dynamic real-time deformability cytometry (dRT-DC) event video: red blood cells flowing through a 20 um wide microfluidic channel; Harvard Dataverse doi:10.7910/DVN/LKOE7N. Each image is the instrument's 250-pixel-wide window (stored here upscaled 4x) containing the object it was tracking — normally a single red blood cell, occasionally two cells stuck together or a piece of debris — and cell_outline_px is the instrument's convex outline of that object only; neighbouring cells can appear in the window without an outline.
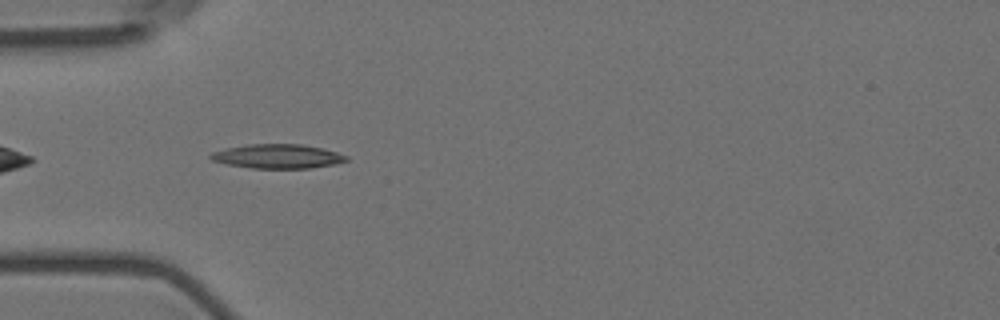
{"species": "Egyptian fruit bat (a non-hibernating species)", "species_latin": "Rousettus aegyptiacus", "temperature_condition": "room temperature", "stored_images_in_passage": 42, "camera_frame_rate_fps": 3000, "um_per_image_px": 0.085, "animal": {"sex": "female"}, "frame": {"image": 1, "passage_image": 3, "time_ms": 0.667, "image_size_px": [1000, 320], "cell_outline_px": [[348, 160], [336, 164], [308, 168], [252, 168], [228, 164], [212, 160], [208, 156], [212, 152], [224, 148], [248, 144], [300, 144], [320, 148], [336, 152], [348, 156]], "centroid_in_image_um": [23.57, 13.28], "position_along_channel_um": 61.4, "area_um2": 19.02}}
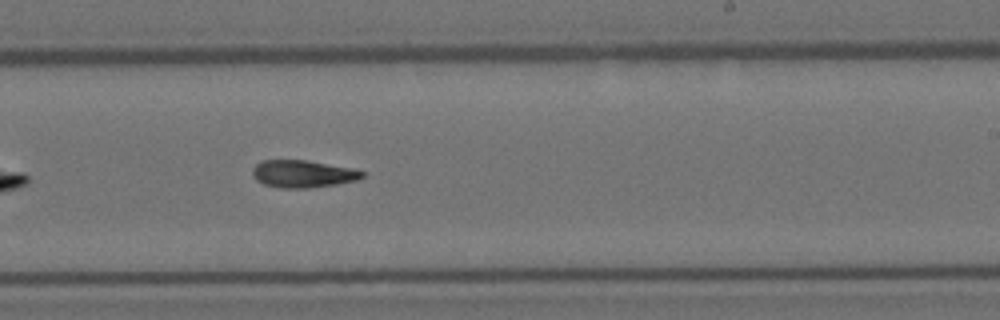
{"frame": {"image": 2, "passage_image": 20, "time_ms": 6.333, "image_size_px": [1000, 320], "cell_outline_px": [[364, 176], [356, 180], [336, 184], [308, 188], [280, 188], [264, 184], [256, 180], [252, 172], [252, 168], [256, 164], [264, 160], [308, 160], [352, 168], [364, 172]], "centroid_in_image_um": [25.73, 14.77], "position_along_channel_um": 263.3, "area_um2": 17.46}}
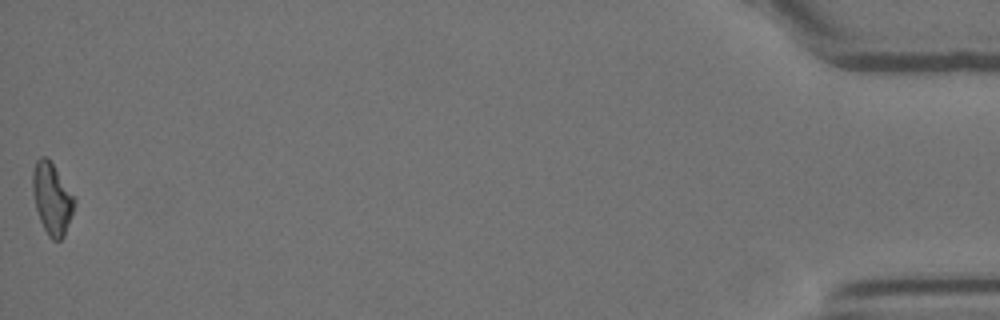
{"frame": {"image": 3, "passage_image": 42, "time_ms": 13.667, "image_size_px": [1000, 320], "cell_outline_px": [[76, 204], [64, 236], [60, 240], [52, 240], [48, 236], [40, 220], [36, 208], [32, 192], [32, 172], [36, 160], [40, 156], [48, 156], [76, 196]], "centroid_in_image_um": [4.44, 16.84], "position_along_channel_um": 430.8, "area_um2": 17.86}}